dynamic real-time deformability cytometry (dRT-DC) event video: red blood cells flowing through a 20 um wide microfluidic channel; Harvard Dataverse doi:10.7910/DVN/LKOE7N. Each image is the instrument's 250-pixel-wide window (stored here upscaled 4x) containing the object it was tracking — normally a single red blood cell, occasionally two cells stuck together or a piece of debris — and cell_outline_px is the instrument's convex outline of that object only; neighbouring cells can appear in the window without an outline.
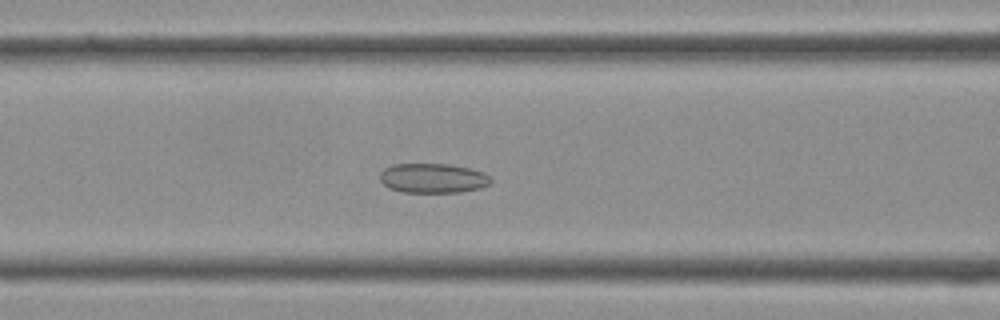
{"species": "Egyptian fruit bat (a non-hibernating species)", "species_latin": "Rousettus aegyptiacus", "temperature_condition": "cold", "stored_images_in_passage": 39, "camera_frame_rate_fps": 3000, "um_per_image_px": 0.085, "frame": {"image": 1, "passage_image": 16, "time_ms": 5.0, "image_size_px": [1000, 320], "cell_outline_px": [[492, 180], [488, 184], [480, 188], [460, 192], [404, 192], [388, 188], [380, 180], [380, 172], [384, 168], [392, 164], [448, 164], [468, 168], [484, 172], [492, 176]], "centroid_in_image_um": [36.8, 15.14], "position_along_channel_um": 129.8, "area_um2": 19.19}}
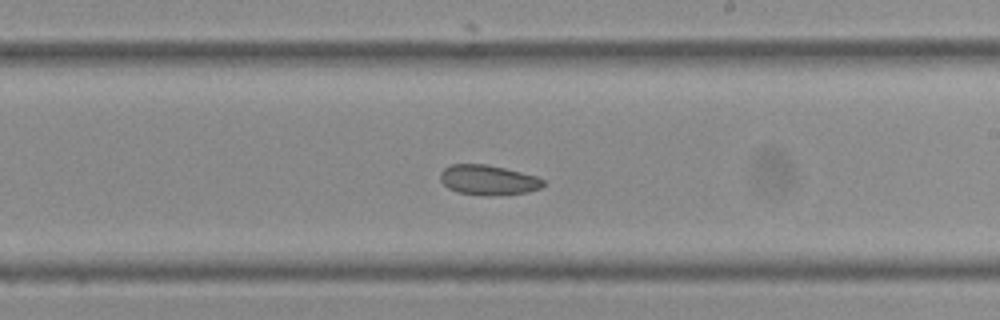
{"frame": {"image": 2, "passage_image": 23, "time_ms": 7.333, "image_size_px": [1000, 320], "cell_outline_px": [[544, 184], [540, 188], [528, 192], [488, 196], [484, 196], [456, 192], [448, 188], [440, 180], [440, 172], [444, 168], [452, 164], [484, 164], [504, 168], [536, 176], [544, 180]], "centroid_in_image_um": [41.47, 15.31], "position_along_channel_um": 247.5, "area_um2": 17.98}}
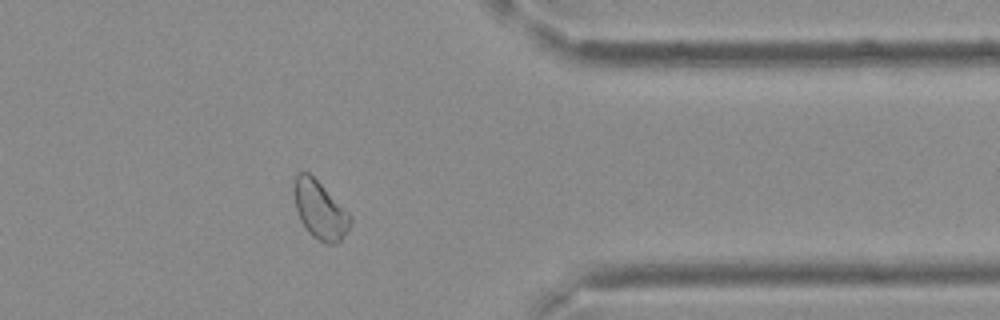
{"frame": {"image": 3, "passage_image": 32, "time_ms": 10.333, "image_size_px": [1000, 320], "cell_outline_px": [[352, 220], [348, 228], [340, 240], [336, 244], [328, 244], [312, 236], [308, 232], [300, 220], [296, 208], [292, 188], [296, 176], [300, 172], [308, 172], [352, 216]], "centroid_in_image_um": [27.17, 17.86], "position_along_channel_um": 384.2, "area_um2": 18.67}}